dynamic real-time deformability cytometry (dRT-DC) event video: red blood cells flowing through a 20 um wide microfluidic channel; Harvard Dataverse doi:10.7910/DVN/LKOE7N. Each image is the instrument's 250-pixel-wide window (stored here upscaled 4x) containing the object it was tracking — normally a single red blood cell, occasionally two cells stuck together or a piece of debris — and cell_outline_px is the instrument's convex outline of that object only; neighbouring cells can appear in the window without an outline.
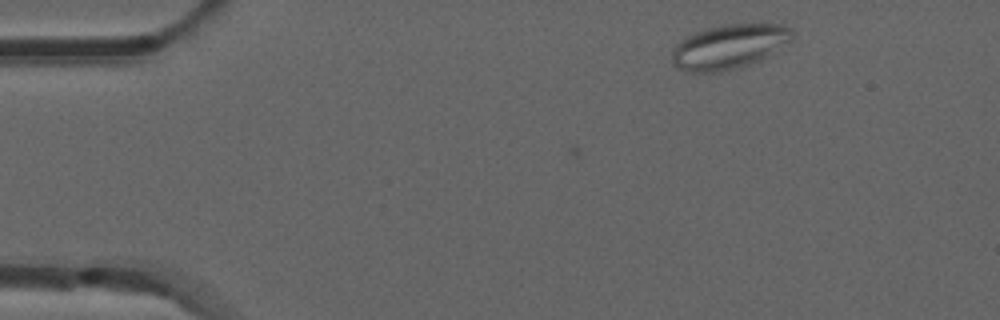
{"species": "common noctule bat (a hibernating species)", "species_latin": "Nyctalus noctula", "temperature_condition": "room temperature", "stored_images_in_passage": 5, "camera_frame_rate_fps": 3000, "um_per_image_px": 0.085, "animal": {"sex": "male", "forearm_length_mm": 52.5}, "frame": {"image": 1, "passage_image": 5, "time_ms": 1.333, "image_size_px": [1000, 320], "cell_outline_px": [[796, 36], [792, 40], [760, 60], [736, 68], [720, 72], [688, 72], [676, 68], [672, 64], [672, 52], [676, 44], [688, 36], [696, 32], [720, 24], [784, 24], [792, 28], [796, 32]], "centroid_in_image_um": [62.0, 3.95], "position_along_channel_um": 23.0, "area_um2": 31.33}}